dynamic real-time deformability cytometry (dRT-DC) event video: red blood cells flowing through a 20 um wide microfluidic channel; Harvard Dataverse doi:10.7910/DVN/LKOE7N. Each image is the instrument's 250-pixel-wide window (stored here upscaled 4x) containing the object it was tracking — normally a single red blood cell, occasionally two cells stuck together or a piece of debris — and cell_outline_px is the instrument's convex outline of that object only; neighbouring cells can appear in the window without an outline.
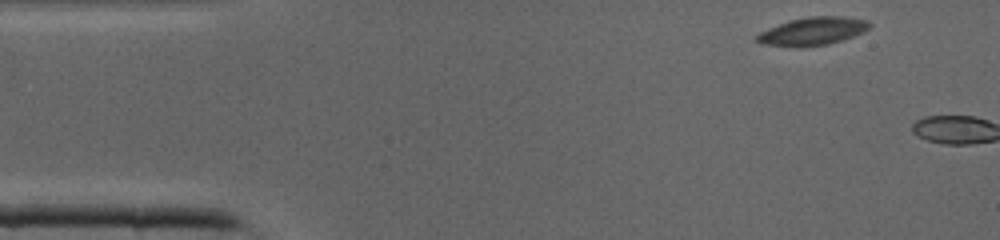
{"species": "common noctule bat (a hibernating species)", "species_latin": "Nyctalus noctula", "temperature_condition": "cold", "stored_images_in_passage": 2, "camera_frame_rate_fps": 3000, "um_per_image_px": 0.085, "animal": {"sex": "male", "body_mass_g": 19.0, "forearm_length_mm": 50.8}, "frame": {"image": 1, "passage_image": 1, "time_ms": 0.0, "image_size_px": [1000, 240], "cell_outline_px": [[872, 24], [864, 32], [828, 44], [764, 44], [756, 40], [756, 36], [760, 32], [780, 24], [792, 20], [812, 16], [836, 16], [868, 20]], "centroid_in_image_um": [69.16, 2.6], "position_along_channel_um": 15.8, "area_um2": 17.17}}